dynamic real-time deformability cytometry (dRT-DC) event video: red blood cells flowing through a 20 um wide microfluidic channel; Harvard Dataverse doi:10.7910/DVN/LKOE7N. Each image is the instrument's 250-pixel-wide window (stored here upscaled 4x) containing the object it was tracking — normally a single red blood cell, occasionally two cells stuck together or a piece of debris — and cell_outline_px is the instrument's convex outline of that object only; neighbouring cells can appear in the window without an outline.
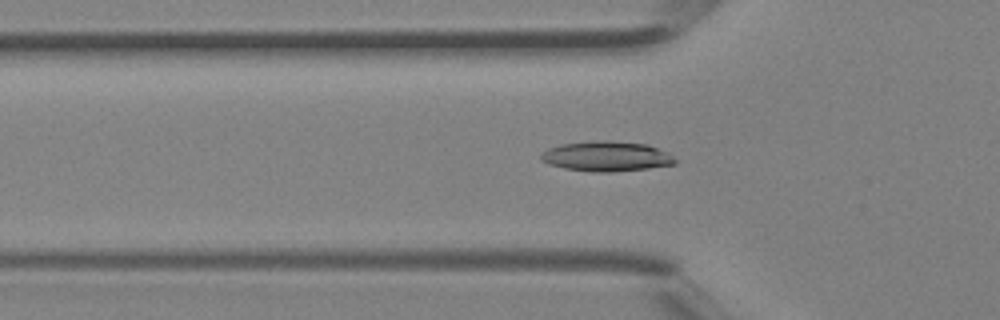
{"species": "Egyptian fruit bat (a non-hibernating species)", "species_latin": "Rousettus aegyptiacus", "temperature_condition": "room temperature", "stored_images_in_passage": 30, "segment_of_instrument_passage": [1, 2], "camera_frame_rate_fps": 3000, "um_per_image_px": 0.085, "animal": {"sex": "female"}, "frame": {"image": 1, "passage_image": 2, "time_ms": 0.333, "image_size_px": [1000, 320], "cell_outline_px": [[676, 164], [648, 168], [612, 172], [592, 172], [564, 168], [548, 164], [540, 160], [540, 156], [548, 148], [560, 144], [596, 140], [608, 140], [648, 144], [668, 152], [676, 160]], "centroid_in_image_um": [51.55, 13.28], "position_along_channel_um": 74.3, "area_um2": 23.64}}
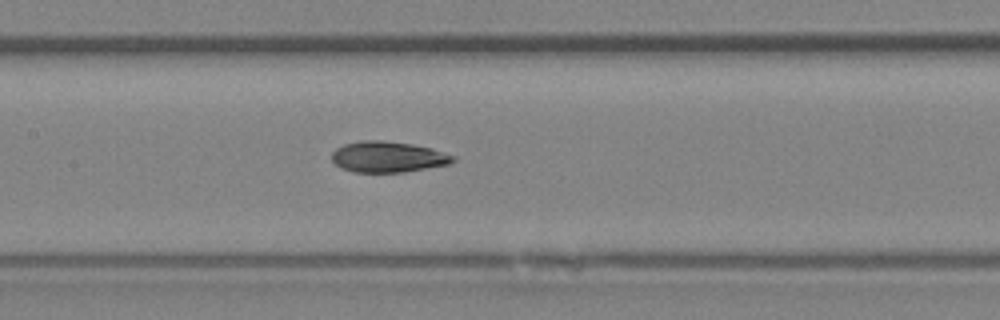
{"frame": {"image": 2, "passage_image": 8, "time_ms": 2.333, "image_size_px": [1000, 320], "cell_outline_px": [[456, 160], [448, 164], [404, 172], [356, 172], [340, 168], [332, 160], [332, 152], [336, 148], [344, 144], [360, 140], [380, 140], [412, 144], [432, 148], [456, 156]], "centroid_in_image_um": [32.97, 13.33], "position_along_channel_um": 174.4, "area_um2": 21.85}}
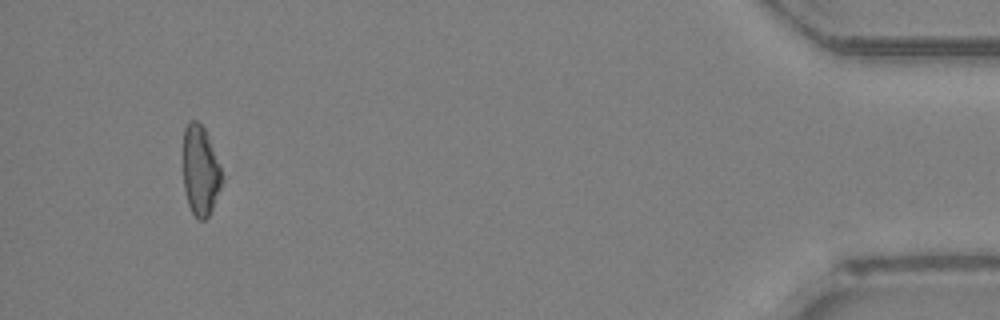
{"frame": {"image": 3, "passage_image": 27, "time_ms": 8.667, "image_size_px": [1000, 320], "cell_outline_px": [[224, 180], [212, 208], [208, 216], [204, 220], [196, 220], [188, 204], [184, 188], [184, 128], [188, 120], [196, 120], [204, 128], [208, 136], [220, 164], [224, 176]], "centroid_in_image_um": [17.05, 14.51], "position_along_channel_um": 418.1, "area_um2": 20.46}}